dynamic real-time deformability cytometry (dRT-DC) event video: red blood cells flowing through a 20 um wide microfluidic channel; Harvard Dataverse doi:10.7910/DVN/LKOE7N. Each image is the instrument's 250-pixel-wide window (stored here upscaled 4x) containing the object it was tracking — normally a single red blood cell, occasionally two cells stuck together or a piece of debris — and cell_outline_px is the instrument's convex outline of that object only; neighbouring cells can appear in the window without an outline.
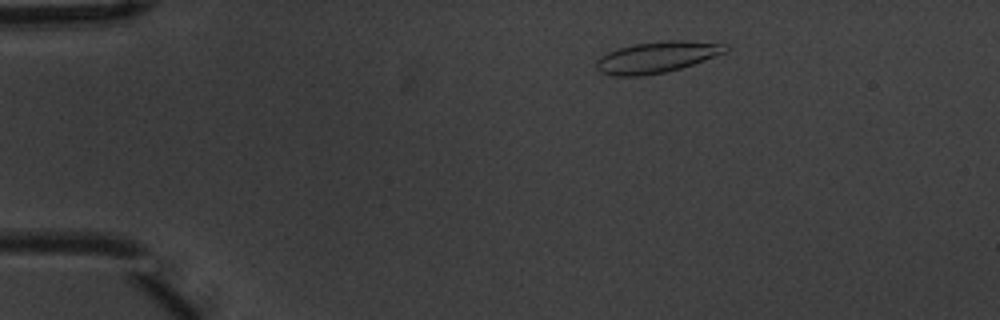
{"species": "common noctule bat (a hibernating species)", "species_latin": "Nyctalus noctula", "temperature_condition": "warm", "stored_images_in_passage": 9, "camera_frame_rate_fps": 3000, "um_per_image_px": 0.085, "animal": {"sex": "male", "body_mass_g": 20.1, "forearm_length_mm": 53.5}, "frame": {"image": 1, "passage_image": 2, "time_ms": 0.333, "image_size_px": [1000, 320], "cell_outline_px": [[728, 48], [724, 52], [704, 60], [680, 68], [664, 72], [640, 76], [612, 76], [600, 72], [596, 68], [596, 60], [600, 56], [608, 52], [620, 48], [636, 44], [664, 40], [680, 40], [724, 44]], "centroid_in_image_um": [55.76, 4.87], "position_along_channel_um": 29.2, "area_um2": 23.12}}
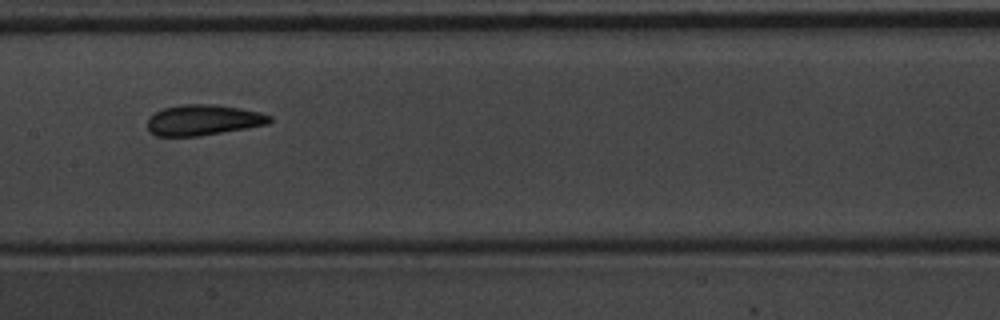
{"frame": {"image": 2, "passage_image": 7, "time_ms": 2.0, "image_size_px": [1000, 320], "cell_outline_px": [[272, 120], [268, 124], [248, 128], [200, 136], [156, 136], [148, 132], [148, 116], [164, 108], [180, 104], [216, 104], [240, 108], [260, 112], [272, 116]], "centroid_in_image_um": [17.27, 10.2], "position_along_channel_um": 190.1, "area_um2": 22.08}}
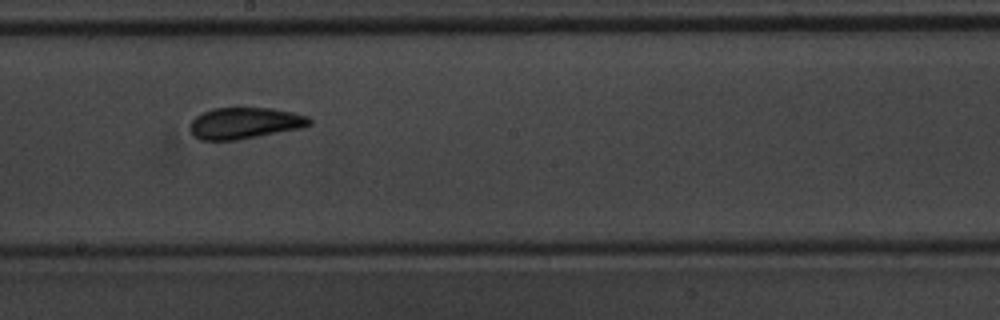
{"frame": {"image": 3, "passage_image": 8, "time_ms": 2.333, "image_size_px": [1000, 320], "cell_outline_px": [[312, 124], [300, 128], [236, 140], [200, 140], [192, 132], [192, 120], [196, 116], [212, 108], [272, 108], [292, 112], [308, 116], [312, 120]], "centroid_in_image_um": [20.84, 10.45], "position_along_channel_um": 227.4, "area_um2": 21.5}}